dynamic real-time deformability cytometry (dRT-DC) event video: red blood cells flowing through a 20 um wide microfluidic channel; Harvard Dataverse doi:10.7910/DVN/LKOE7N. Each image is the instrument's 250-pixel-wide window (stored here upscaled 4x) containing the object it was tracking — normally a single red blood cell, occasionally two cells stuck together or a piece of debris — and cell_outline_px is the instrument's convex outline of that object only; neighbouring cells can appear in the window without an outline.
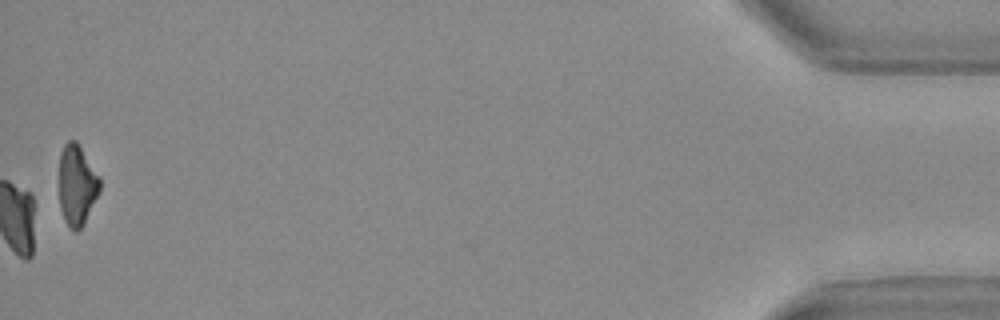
{"species": "Egyptian fruit bat (a non-hibernating species)", "species_latin": "Rousettus aegyptiacus", "temperature_condition": "warm", "stored_images_in_passage": 39, "camera_frame_rate_fps": 3000, "um_per_image_px": 0.085, "animal": {"sex": "female"}, "frame": {"image": 1, "passage_image": 39, "time_ms": 12.667, "image_size_px": [1000, 320], "cell_outline_px": [[100, 192], [84, 224], [76, 232], [68, 228], [64, 220], [60, 208], [60, 152], [64, 144], [68, 140], [76, 140], [100, 176]], "centroid_in_image_um": [6.55, 15.74], "position_along_channel_um": 428.7, "area_um2": 19.31}, "authors_computed_cell_mechanics": {"area_um2": 19.1318, "velocity_mm_per_s": 3.7507, "shape_relaxation_time_tau1_ms": 11.0309, "shape_relaxation_time_tau2_ms": null, "deformation_change_tau1": 0.3311, "deformation_change_tau2": null}}